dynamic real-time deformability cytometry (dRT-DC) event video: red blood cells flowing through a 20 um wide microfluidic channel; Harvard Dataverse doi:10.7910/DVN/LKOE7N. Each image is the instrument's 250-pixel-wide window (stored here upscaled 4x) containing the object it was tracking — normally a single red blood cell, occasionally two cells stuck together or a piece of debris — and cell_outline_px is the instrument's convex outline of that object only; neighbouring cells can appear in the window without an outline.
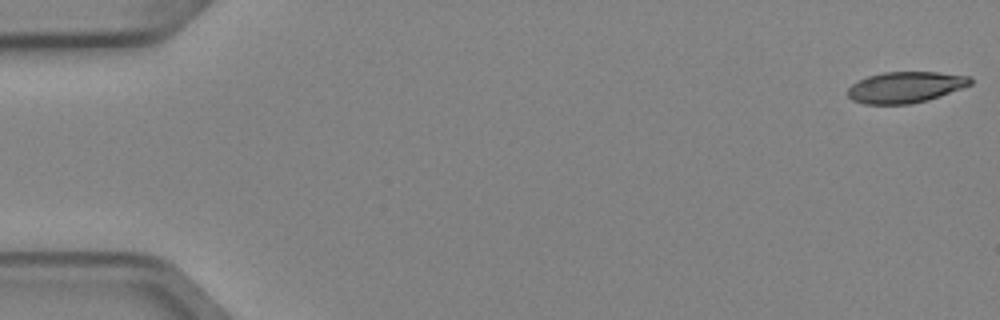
{"species": "Egyptian fruit bat (a non-hibernating species)", "species_latin": "Rousettus aegyptiacus", "temperature_condition": "cold", "stored_images_in_passage": 4, "camera_frame_rate_fps": 3000, "um_per_image_px": 0.085, "animal": {"sex": "female"}, "frame": {"image": 1, "passage_image": 1, "time_ms": 0.0, "image_size_px": [1000, 320], "cell_outline_px": [[972, 84], [940, 96], [928, 100], [912, 104], [864, 104], [852, 100], [848, 96], [848, 88], [852, 84], [868, 76], [884, 72], [936, 72], [972, 76]], "centroid_in_image_um": [76.98, 7.41], "position_along_channel_um": 8.0, "area_um2": 22.25}}